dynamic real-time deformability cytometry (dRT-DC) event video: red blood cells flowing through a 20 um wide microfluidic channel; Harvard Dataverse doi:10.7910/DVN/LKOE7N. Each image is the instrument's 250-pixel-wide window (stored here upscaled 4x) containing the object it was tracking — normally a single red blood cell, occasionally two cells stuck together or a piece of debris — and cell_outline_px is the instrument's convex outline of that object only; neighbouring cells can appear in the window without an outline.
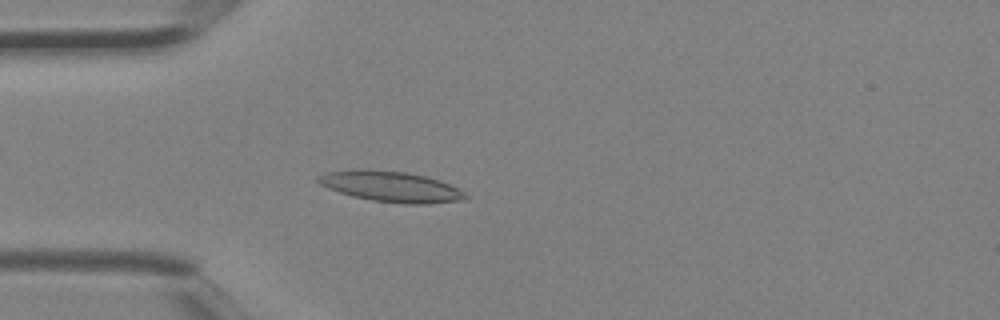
{"species": "Egyptian fruit bat (a non-hibernating species)", "species_latin": "Rousettus aegyptiacus", "temperature_condition": "room temperature", "stored_images_in_passage": 3, "camera_frame_rate_fps": 3000, "um_per_image_px": 0.085, "animal": {"sex": "female"}, "frame": {"image": 1, "passage_image": 3, "time_ms": 0.667, "image_size_px": [1000, 320], "cell_outline_px": [[468, 196], [464, 200], [428, 204], [408, 204], [372, 200], [352, 196], [328, 188], [320, 184], [316, 180], [316, 176], [328, 172], [356, 168], [364, 168], [404, 172], [424, 176], [440, 180], [464, 192]], "centroid_in_image_um": [33.2, 15.85], "position_along_channel_um": 51.8, "area_um2": 26.3}}